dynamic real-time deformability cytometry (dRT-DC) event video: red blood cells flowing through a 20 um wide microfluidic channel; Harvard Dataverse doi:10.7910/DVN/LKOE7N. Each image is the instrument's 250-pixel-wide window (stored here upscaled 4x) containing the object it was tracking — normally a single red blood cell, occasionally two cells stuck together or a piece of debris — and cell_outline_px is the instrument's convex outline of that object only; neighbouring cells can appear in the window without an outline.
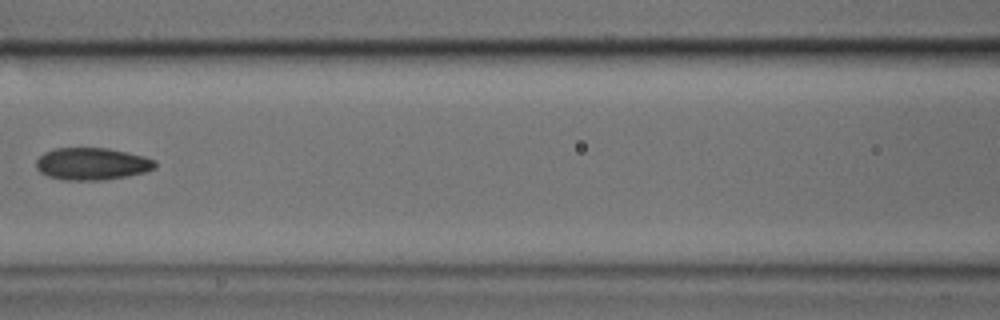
{"species": "common noctule bat (a hibernating species)", "species_latin": "Nyctalus noctula", "temperature_condition": "cold", "stored_images_in_passage": 8, "camera_frame_rate_fps": 3000, "um_per_image_px": 0.085, "animal": {"sex": "male", "body_mass_g": 17.9, "forearm_length_mm": 54.2}, "frame": {"image": 1, "passage_image": 7, "time_ms": 2.0, "image_size_px": [1000, 320], "cell_outline_px": [[156, 168], [144, 172], [128, 176], [104, 180], [60, 180], [48, 176], [40, 172], [36, 168], [36, 160], [44, 152], [56, 148], [108, 148], [128, 152], [144, 156], [156, 160]], "centroid_in_image_um": [7.82, 13.93], "position_along_channel_um": 158.8, "area_um2": 22.54}}